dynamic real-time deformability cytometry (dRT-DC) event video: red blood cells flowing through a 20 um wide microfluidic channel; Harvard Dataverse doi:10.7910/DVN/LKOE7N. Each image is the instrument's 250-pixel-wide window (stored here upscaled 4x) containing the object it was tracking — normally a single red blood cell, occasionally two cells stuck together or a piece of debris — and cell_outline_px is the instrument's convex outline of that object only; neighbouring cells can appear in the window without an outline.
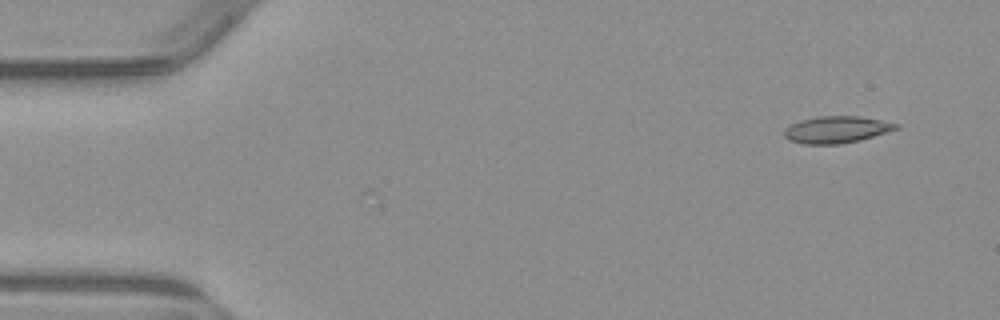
{"species": "common noctule bat (a hibernating species)", "species_latin": "Nyctalus noctula", "temperature_condition": "warm", "stored_images_in_passage": 3, "camera_frame_rate_fps": 3000, "um_per_image_px": 0.085, "animal": {"sex": "male", "body_mass_g": 23.1, "forearm_length_mm": 52.7}, "frame": {"image": 1, "passage_image": 1, "time_ms": 0.0, "image_size_px": [1000, 320], "cell_outline_px": [[900, 128], [888, 132], [860, 140], [840, 144], [804, 144], [788, 140], [784, 136], [784, 128], [800, 120], [820, 116], [860, 116], [900, 124]], "centroid_in_image_um": [71.11, 11.02], "position_along_channel_um": 13.9, "area_um2": 17.57}}
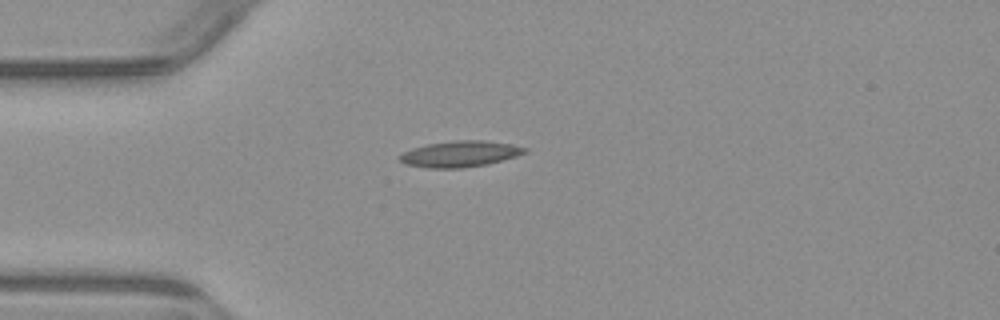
{"frame": {"image": 2, "passage_image": 3, "time_ms": 3.333, "image_size_px": [1000, 320], "cell_outline_px": [[528, 152], [504, 160], [488, 164], [464, 168], [428, 168], [404, 164], [400, 160], [400, 156], [404, 152], [412, 148], [428, 144], [452, 140], [484, 140], [512, 144], [528, 148]], "centroid_in_image_um": [39.14, 13.08], "position_along_channel_um": 45.9, "area_um2": 19.13}}